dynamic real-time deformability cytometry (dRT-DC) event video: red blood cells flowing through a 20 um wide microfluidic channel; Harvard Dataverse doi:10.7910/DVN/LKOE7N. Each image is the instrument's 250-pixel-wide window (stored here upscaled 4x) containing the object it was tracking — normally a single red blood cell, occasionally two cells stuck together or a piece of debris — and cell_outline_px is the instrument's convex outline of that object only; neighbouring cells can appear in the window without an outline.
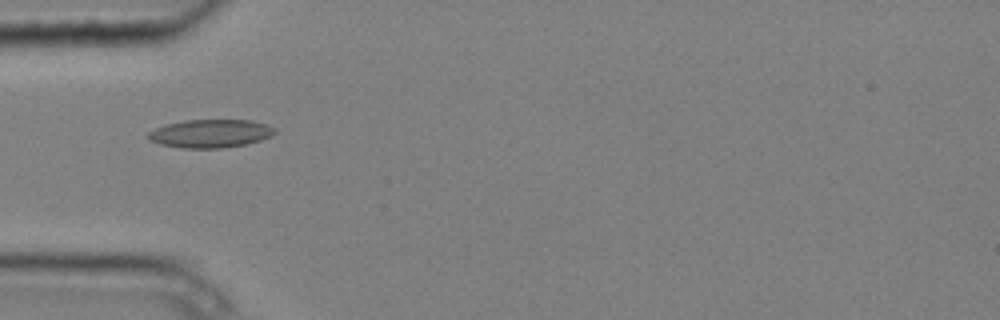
{"species": "common noctule bat (a hibernating species)", "species_latin": "Nyctalus noctula", "temperature_condition": "cold", "stored_images_in_passage": 4, "camera_frame_rate_fps": 3000, "um_per_image_px": 0.085, "animal": {"sex": "male", "body_mass_g": 20.4}, "frame": {"image": 1, "passage_image": 2, "time_ms": 0.333, "image_size_px": [1000, 320], "cell_outline_px": [[276, 132], [272, 136], [248, 144], [224, 148], [180, 148], [160, 144], [152, 140], [148, 136], [148, 132], [164, 124], [184, 120], [252, 120], [276, 128]], "centroid_in_image_um": [17.91, 11.35], "position_along_channel_um": 67.1, "area_um2": 20.92}}
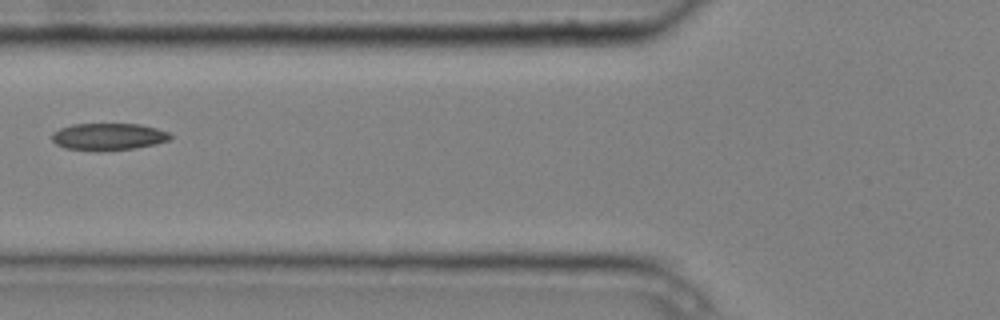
{"frame": {"image": 2, "passage_image": 3, "time_ms": 0.667, "image_size_px": [1000, 320], "cell_outline_px": [[172, 136], [168, 140], [136, 148], [64, 148], [56, 144], [52, 140], [52, 132], [60, 128], [72, 124], [140, 124], [156, 128], [168, 132]], "centroid_in_image_um": [9.2, 11.56], "position_along_channel_um": 116.6, "area_um2": 17.74}}
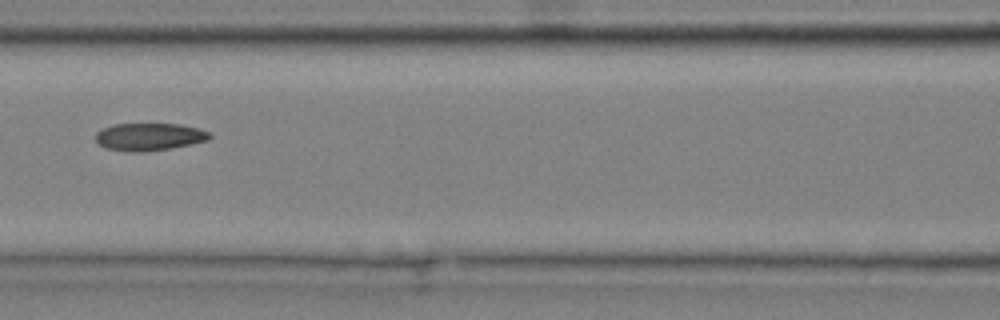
{"frame": {"image": 3, "passage_image": 4, "time_ms": 1.0, "image_size_px": [1000, 320], "cell_outline_px": [[212, 136], [208, 140], [192, 144], [172, 148], [136, 152], [104, 148], [96, 140], [96, 132], [100, 128], [112, 124], [180, 124], [200, 128], [208, 132]], "centroid_in_image_um": [12.68, 11.61], "position_along_channel_um": 153.9, "area_um2": 18.32}}